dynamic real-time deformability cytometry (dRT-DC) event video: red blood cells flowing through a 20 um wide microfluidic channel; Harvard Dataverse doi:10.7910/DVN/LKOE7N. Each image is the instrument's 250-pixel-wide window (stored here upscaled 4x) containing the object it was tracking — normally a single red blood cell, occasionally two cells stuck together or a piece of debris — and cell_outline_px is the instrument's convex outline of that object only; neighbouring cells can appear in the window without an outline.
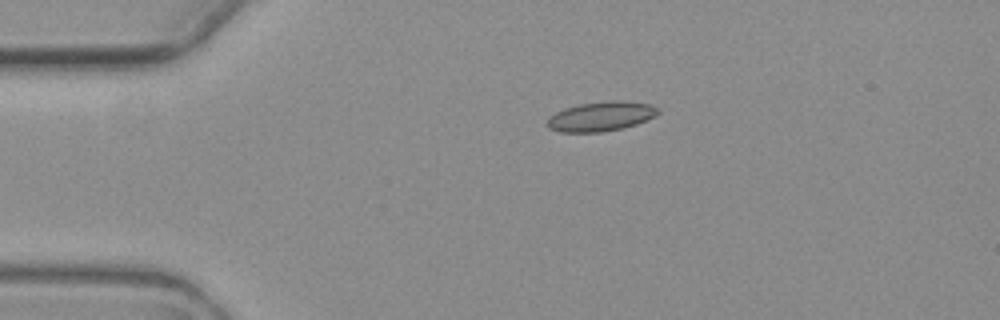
{"species": "common noctule bat (a hibernating species)", "species_latin": "Nyctalus noctula", "temperature_condition": "warm", "stored_images_in_passage": 3, "camera_frame_rate_fps": 3000, "um_per_image_px": 0.085, "animal": {"sex": "female", "body_mass_g": 19.3, "forearm_length_mm": 54.1}, "frame": {"image": 1, "passage_image": 1, "time_ms": 0.0, "image_size_px": [1000, 320], "cell_outline_px": [[660, 112], [656, 116], [636, 124], [620, 128], [600, 132], [560, 132], [548, 128], [544, 124], [548, 116], [564, 108], [580, 104], [612, 100], [624, 100], [652, 104], [660, 108]], "centroid_in_image_um": [51.07, 9.88], "position_along_channel_um": 33.9, "area_um2": 19.36}}